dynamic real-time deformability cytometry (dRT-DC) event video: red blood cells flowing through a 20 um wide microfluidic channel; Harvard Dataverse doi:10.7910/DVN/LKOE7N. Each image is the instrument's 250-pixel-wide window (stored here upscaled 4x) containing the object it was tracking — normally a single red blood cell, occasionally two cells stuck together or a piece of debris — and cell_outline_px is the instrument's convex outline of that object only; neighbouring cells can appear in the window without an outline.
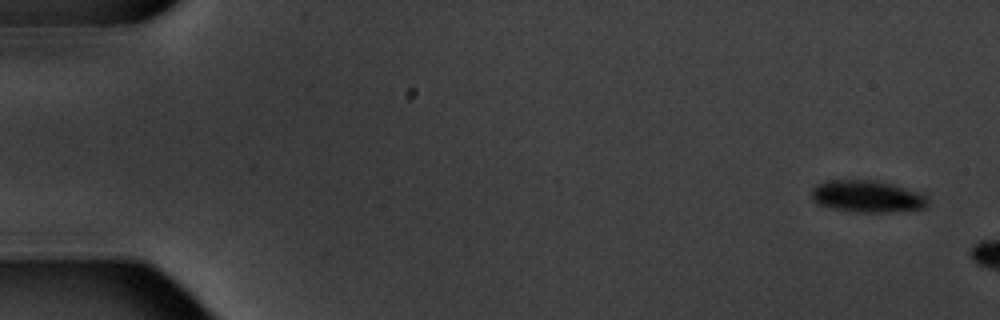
{"species": "common noctule bat (a hibernating species)", "species_latin": "Nyctalus noctula", "temperature_condition": "warm", "stored_images_in_passage": 2, "camera_frame_rate_fps": 3000, "um_per_image_px": 0.085, "animal": {"sex": "male", "body_mass_g": 20.1, "forearm_length_mm": 53.5}, "frame": {"image": 1, "passage_image": 1, "time_ms": 0.0, "image_size_px": [1000, 320], "cell_outline_px": [[928, 204], [924, 208], [892, 212], [852, 212], [832, 208], [816, 204], [812, 200], [812, 188], [816, 184], [824, 180], [880, 180], [916, 192], [924, 196], [928, 200]], "centroid_in_image_um": [73.64, 16.69], "position_along_channel_um": 11.4, "area_um2": 21.73}}